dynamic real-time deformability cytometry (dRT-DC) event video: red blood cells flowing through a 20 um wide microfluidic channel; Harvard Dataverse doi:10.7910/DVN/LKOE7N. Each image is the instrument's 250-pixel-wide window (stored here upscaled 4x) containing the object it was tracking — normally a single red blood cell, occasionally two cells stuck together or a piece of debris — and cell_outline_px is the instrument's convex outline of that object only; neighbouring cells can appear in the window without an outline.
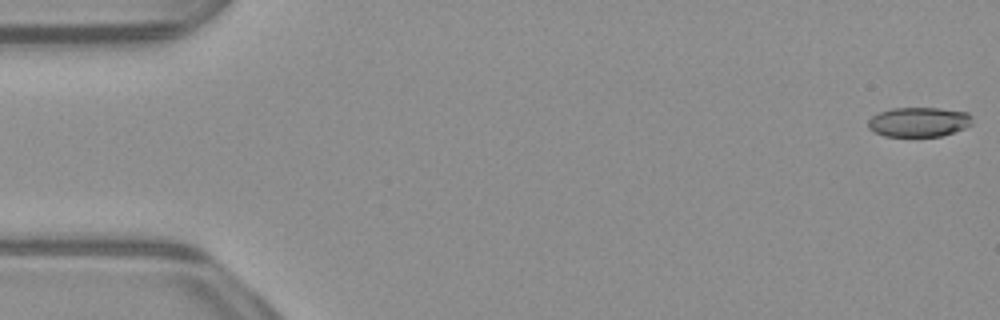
{"species": "common noctule bat (a hibernating species)", "species_latin": "Nyctalus noctula", "temperature_condition": "warm", "stored_images_in_passage": 48, "camera_frame_rate_fps": 3000, "um_per_image_px": 0.085, "animal": {"sex": "male", "body_mass_g": 23.1, "forearm_length_mm": 52.7}, "frame": {"image": 1, "passage_image": 1, "time_ms": 0.0, "image_size_px": [1000, 320], "cell_outline_px": [[972, 124], [964, 128], [940, 136], [884, 136], [868, 128], [868, 120], [872, 116], [880, 112], [892, 108], [940, 108], [968, 112], [972, 116]], "centroid_in_image_um": [78.11, 10.36], "position_along_channel_um": 6.9, "area_um2": 17.92}}
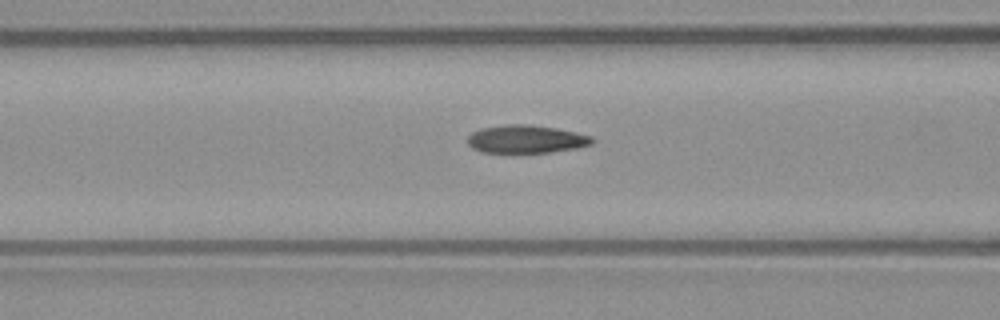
{"frame": {"image": 2, "passage_image": 21, "time_ms": 6.667, "image_size_px": [1000, 320], "cell_outline_px": [[596, 140], [592, 144], [576, 148], [552, 152], [480, 152], [472, 148], [468, 144], [468, 136], [472, 132], [480, 128], [508, 124], [528, 124], [556, 128], [576, 132], [592, 136]], "centroid_in_image_um": [44.73, 11.82], "position_along_channel_um": 121.9, "area_um2": 20.4}}
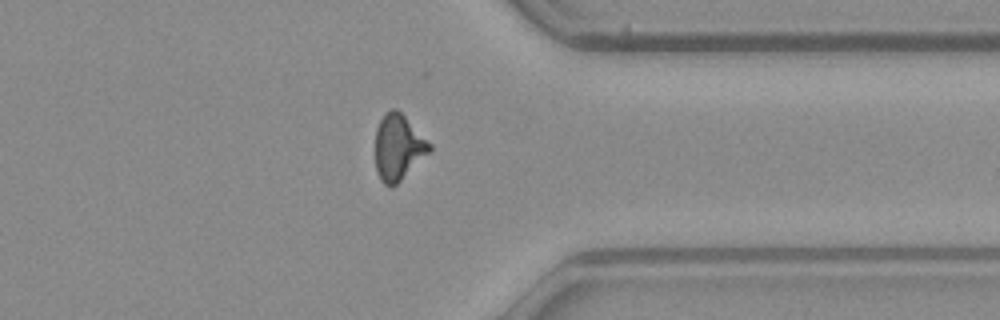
{"frame": {"image": 3, "passage_image": 41, "time_ms": 13.333, "image_size_px": [1000, 320], "cell_outline_px": [[432, 152], [392, 188], [384, 184], [380, 180], [376, 172], [376, 128], [384, 112], [392, 108], [396, 108], [432, 144]], "centroid_in_image_um": [33.87, 12.54], "position_along_channel_um": 377.5, "area_um2": 21.04}}